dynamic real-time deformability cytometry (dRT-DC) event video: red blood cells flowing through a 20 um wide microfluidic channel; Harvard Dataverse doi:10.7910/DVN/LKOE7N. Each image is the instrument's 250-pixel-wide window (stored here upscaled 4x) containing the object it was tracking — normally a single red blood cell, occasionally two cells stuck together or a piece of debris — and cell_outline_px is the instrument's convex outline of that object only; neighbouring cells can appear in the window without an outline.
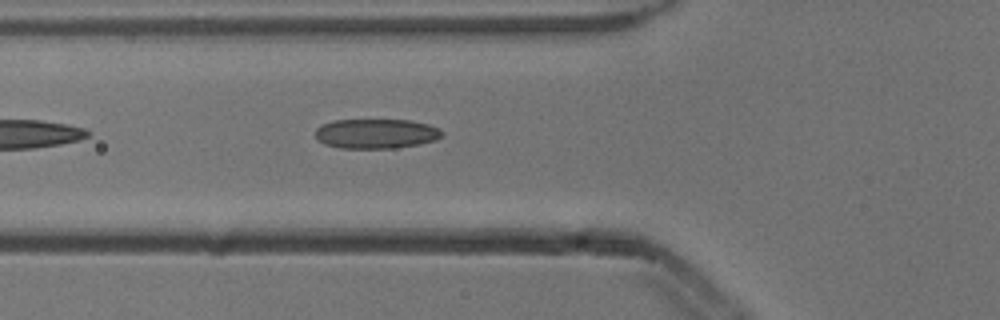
{"species": "common noctule bat (a hibernating species)", "species_latin": "Nyctalus noctula", "temperature_condition": "cold", "stored_images_in_passage": 5, "camera_frame_rate_fps": 3000, "um_per_image_px": 0.085, "animal": {"sex": "male", "body_mass_g": 13.3}, "frame": {"image": 1, "passage_image": 5, "time_ms": 1.333, "image_size_px": [1000, 320], "cell_outline_px": [[444, 132], [436, 140], [420, 144], [392, 148], [340, 148], [324, 144], [316, 140], [316, 128], [320, 124], [332, 120], [408, 120], [428, 124], [440, 128]], "centroid_in_image_um": [31.94, 11.36], "position_along_channel_um": 93.9, "area_um2": 22.08}}